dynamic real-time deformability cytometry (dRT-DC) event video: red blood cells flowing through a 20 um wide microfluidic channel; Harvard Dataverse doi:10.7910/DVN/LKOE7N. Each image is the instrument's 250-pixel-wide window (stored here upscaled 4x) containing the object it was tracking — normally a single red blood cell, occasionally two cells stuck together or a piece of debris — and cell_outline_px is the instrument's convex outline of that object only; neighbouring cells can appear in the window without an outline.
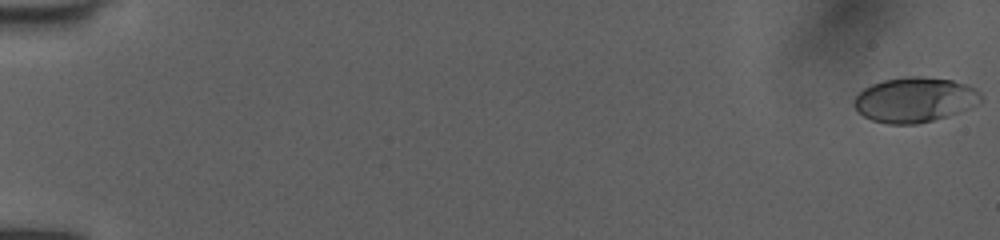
{"species": "human", "species_latin": "Homo sapiens", "temperature_condition": "room temperature", "stored_images_in_passage": 52, "camera_frame_rate_fps": 3000, "um_per_image_px": 0.085, "donor": {"sex": "female"}, "frame": {"image": 1, "passage_image": 1, "time_ms": 0.0, "image_size_px": [1000, 240], "cell_outline_px": [[984, 96], [976, 104], [968, 108], [932, 120], [916, 124], [888, 124], [872, 120], [864, 116], [856, 108], [852, 100], [864, 88], [872, 84], [884, 80], [908, 76], [920, 76], [952, 80], [968, 84], [976, 88]], "centroid_in_image_um": [77.75, 8.46], "position_along_channel_um": 7.2, "area_um2": 33.0}}
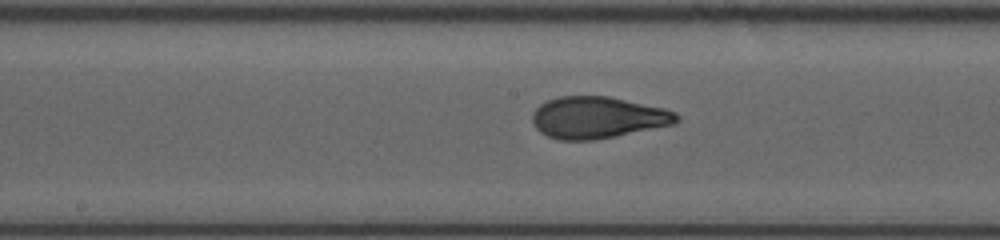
{"frame": {"image": 2, "passage_image": 29, "time_ms": 9.333, "image_size_px": [1000, 240], "cell_outline_px": [[680, 120], [676, 124], [596, 140], [560, 140], [548, 136], [540, 132], [532, 124], [532, 112], [540, 104], [548, 100], [560, 96], [608, 96], [664, 108], [676, 112], [680, 116]], "centroid_in_image_um": [50.81, 9.99], "position_along_channel_um": 197.4, "area_um2": 35.32}}
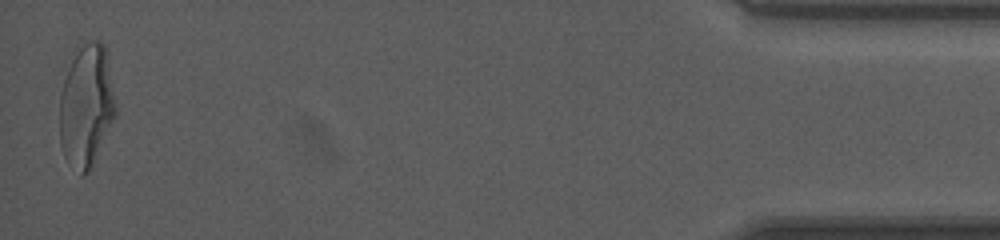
{"frame": {"image": 3, "passage_image": 52, "time_ms": 17.0, "image_size_px": [1000, 240], "cell_outline_px": [[116, 116], [88, 172], [84, 176], [80, 176], [68, 164], [64, 156], [60, 144], [60, 96], [64, 80], [76, 44], [92, 40], [100, 40], [104, 44], [116, 104]], "centroid_in_image_um": [7.32, 8.98], "position_along_channel_um": 427.9, "area_um2": 40.23}, "authors_computed_cell_mechanics": {"area_um2": 34.9112, "velocity_mm_per_s": 4.0468, "shape_relaxation_time_tau1_ms": 4.049, "shape_relaxation_time_tau2_ms": 0.7107, "deformation_change_tau1": 0.1799, "deformation_change_tau2": 0.0645}}